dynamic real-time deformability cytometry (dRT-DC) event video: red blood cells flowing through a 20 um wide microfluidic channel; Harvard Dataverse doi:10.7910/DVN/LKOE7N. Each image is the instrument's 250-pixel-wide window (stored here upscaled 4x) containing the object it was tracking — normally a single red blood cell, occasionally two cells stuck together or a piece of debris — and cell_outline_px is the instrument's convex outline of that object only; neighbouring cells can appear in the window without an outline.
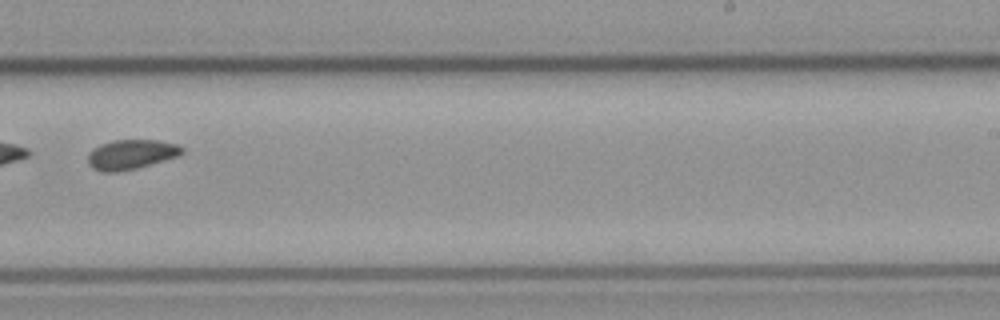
{"species": "common noctule bat (a hibernating species)", "species_latin": "Nyctalus noctula", "temperature_condition": "cold", "stored_images_in_passage": 12, "camera_frame_rate_fps": 3000, "um_per_image_px": 0.085, "animal": {"sex": "male", "body_mass_g": 23.1, "forearm_length_mm": 52.7}, "frame": {"image": 1, "passage_image": 7, "time_ms": 8.0, "image_size_px": [1000, 320], "cell_outline_px": [[184, 152], [176, 156], [136, 168], [116, 172], [100, 172], [92, 168], [88, 164], [88, 152], [92, 148], [100, 144], [112, 140], [156, 140], [176, 144], [184, 148]], "centroid_in_image_um": [11.07, 13.12], "position_along_channel_um": 277.9, "area_um2": 16.24}}
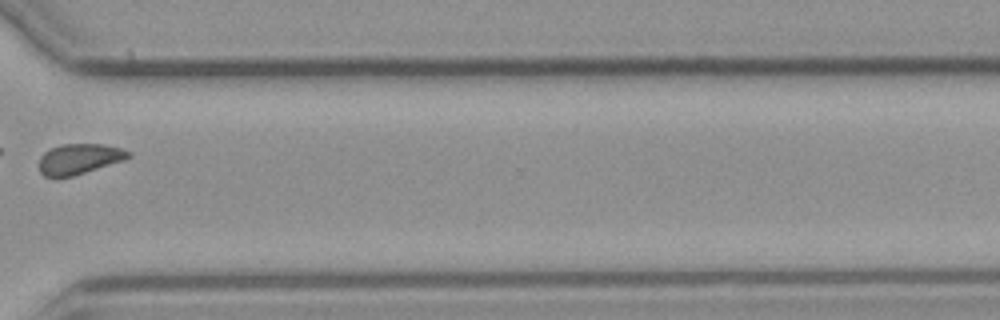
{"frame": {"image": 2, "passage_image": 9, "time_ms": 10.333, "image_size_px": [1000, 320], "cell_outline_px": [[132, 156], [124, 160], [72, 176], [56, 180], [44, 176], [40, 172], [40, 156], [48, 148], [60, 144], [104, 144], [120, 148], [128, 152]], "centroid_in_image_um": [6.66, 13.52], "position_along_channel_um": 363.9, "area_um2": 16.07}, "authors_computed_cell_mechanics": {"area_um2": 16.1551, "velocity_mm_per_s": 3.6626, "shape_relaxation_time_tau1_ms": null, "shape_relaxation_time_tau2_ms": 1.3504, "deformation_change_tau1": null, "deformation_change_tau2": 0.0411}}